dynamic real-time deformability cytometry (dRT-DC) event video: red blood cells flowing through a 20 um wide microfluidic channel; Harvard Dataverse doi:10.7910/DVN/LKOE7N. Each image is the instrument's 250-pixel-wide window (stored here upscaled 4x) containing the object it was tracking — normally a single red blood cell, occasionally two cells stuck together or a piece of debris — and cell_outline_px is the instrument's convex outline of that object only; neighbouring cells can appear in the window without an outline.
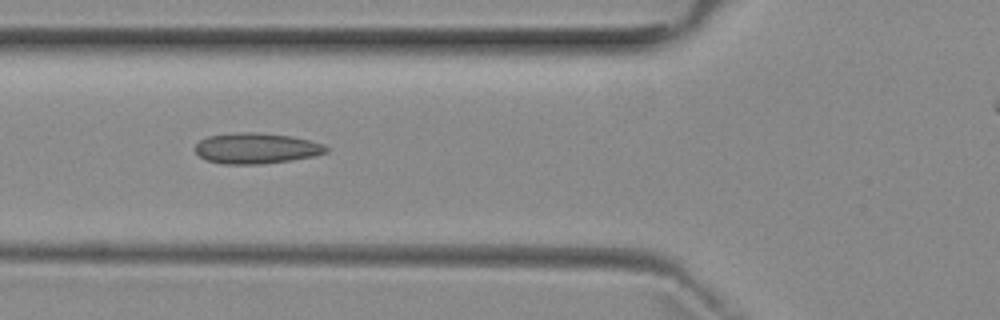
{"species": "common noctule bat (a hibernating species)", "species_latin": "Nyctalus noctula", "temperature_condition": "room temperature", "stored_images_in_passage": 8, "segment_of_instrument_passage": [1, 2], "camera_frame_rate_fps": 3000, "um_per_image_px": 0.085, "animal": {"sex": "female", "body_mass_g": 29.2, "forearm_length_mm": 56.3}, "frame": {"image": 1, "passage_image": 6, "time_ms": 6.0, "image_size_px": [1000, 320], "cell_outline_px": [[328, 152], [316, 156], [292, 160], [264, 164], [224, 164], [208, 160], [200, 156], [196, 152], [196, 144], [200, 140], [208, 136], [236, 132], [260, 132], [292, 136], [324, 144], [328, 148]], "centroid_in_image_um": [21.82, 12.6], "position_along_channel_um": 104.0, "area_um2": 23.58}}
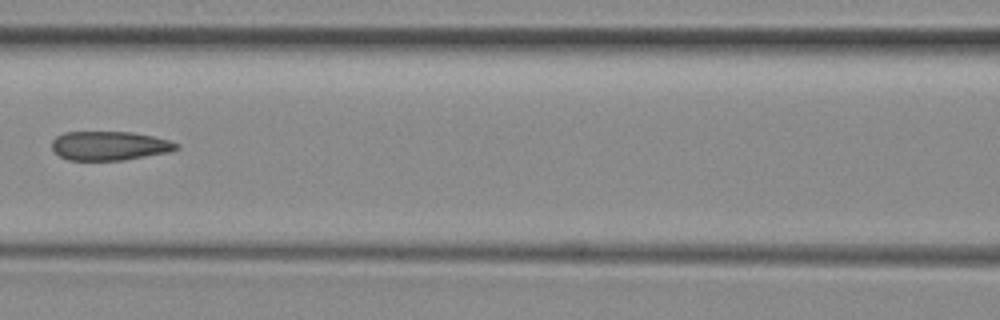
{"frame": {"image": 2, "passage_image": 7, "time_ms": 7.333, "image_size_px": [1000, 320], "cell_outline_px": [[180, 148], [172, 152], [124, 160], [68, 160], [60, 156], [52, 148], [52, 140], [56, 136], [64, 132], [132, 132], [152, 136], [168, 140], [180, 144]], "centroid_in_image_um": [9.34, 12.39], "position_along_channel_um": 157.3, "area_um2": 21.21}}